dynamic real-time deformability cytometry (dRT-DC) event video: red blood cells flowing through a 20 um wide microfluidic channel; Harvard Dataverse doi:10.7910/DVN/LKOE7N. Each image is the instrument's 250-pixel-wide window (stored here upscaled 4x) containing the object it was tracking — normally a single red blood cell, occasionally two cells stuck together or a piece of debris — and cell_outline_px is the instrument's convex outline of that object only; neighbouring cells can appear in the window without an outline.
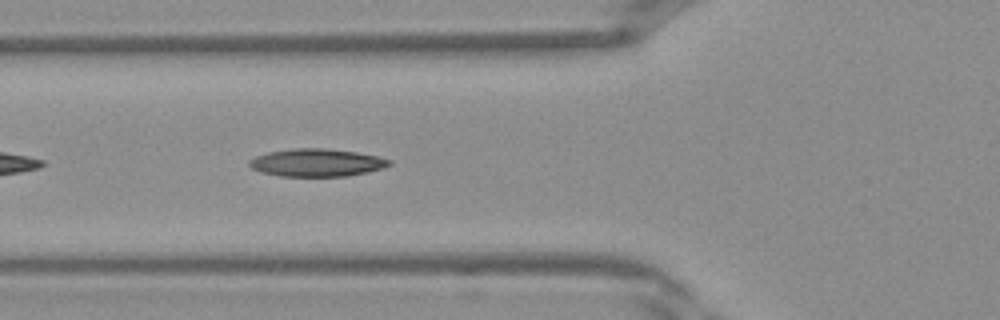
{"species": "Egyptian fruit bat (a non-hibernating species)", "species_latin": "Rousettus aegyptiacus", "temperature_condition": "warm", "stored_images_in_passage": 29, "camera_frame_rate_fps": 3000, "um_per_image_px": 0.085, "frame": {"image": 1, "passage_image": 14, "time_ms": 4.333, "image_size_px": [1000, 320], "cell_outline_px": [[392, 164], [384, 168], [368, 172], [348, 176], [280, 176], [260, 172], [252, 168], [248, 164], [248, 160], [256, 156], [268, 152], [296, 148], [324, 148], [356, 152], [376, 156], [392, 160]], "centroid_in_image_um": [26.93, 13.83], "position_along_channel_um": 98.9, "area_um2": 22.66}}
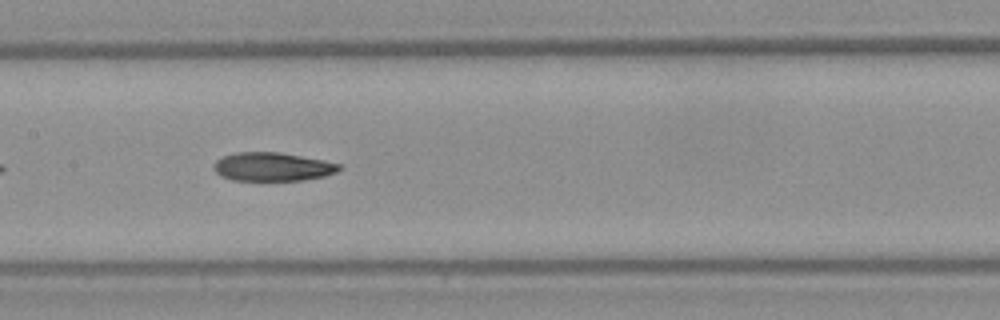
{"frame": {"image": 2, "passage_image": 19, "time_ms": 6.0, "image_size_px": [1000, 320], "cell_outline_px": [[344, 168], [336, 172], [324, 176], [304, 180], [232, 180], [220, 176], [212, 168], [212, 164], [216, 160], [224, 156], [236, 152], [280, 152], [324, 160], [340, 164]], "centroid_in_image_um": [23.15, 14.17], "position_along_channel_um": 184.2, "area_um2": 21.04}}
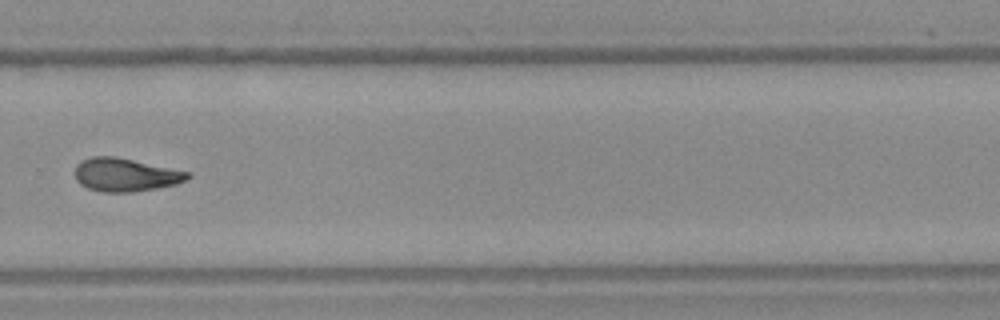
{"frame": {"image": 3, "passage_image": 27, "time_ms": 8.667, "image_size_px": [1000, 320], "cell_outline_px": [[192, 176], [176, 184], [156, 188], [132, 192], [100, 192], [88, 188], [80, 184], [76, 180], [76, 164], [80, 160], [92, 156], [116, 156], [188, 172]], "centroid_in_image_um": [10.61, 14.85], "position_along_channel_um": 319.2, "area_um2": 21.73}}